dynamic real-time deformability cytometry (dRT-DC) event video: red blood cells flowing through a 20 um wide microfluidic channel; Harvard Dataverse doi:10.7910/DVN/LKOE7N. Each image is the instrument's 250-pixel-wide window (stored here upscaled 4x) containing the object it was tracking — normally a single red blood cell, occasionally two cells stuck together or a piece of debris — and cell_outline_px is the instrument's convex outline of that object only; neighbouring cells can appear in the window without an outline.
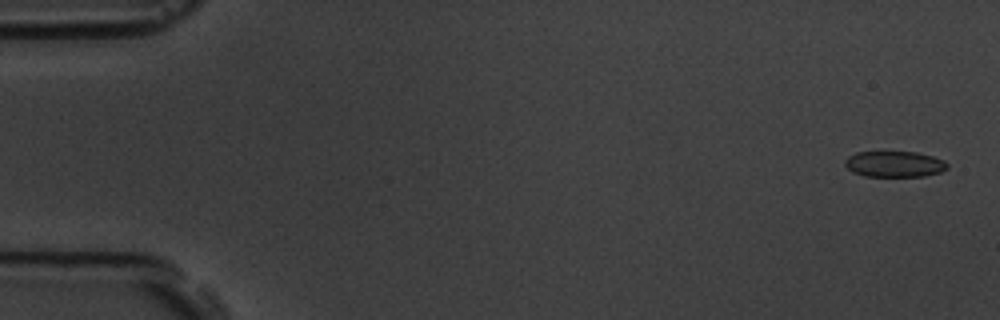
{"species": "common noctule bat (a hibernating species)", "species_latin": "Nyctalus noctula", "temperature_condition": "room temperature", "stored_images_in_passage": 5, "camera_frame_rate_fps": 3000, "um_per_image_px": 0.085, "animal": {"sex": "male", "body_mass_g": 19.5, "forearm_length_mm": 54.6}, "frame": {"image": 1, "passage_image": 1, "time_ms": 0.0, "image_size_px": [1000, 320], "cell_outline_px": [[948, 168], [940, 172], [924, 176], [864, 176], [852, 172], [844, 164], [844, 160], [848, 156], [856, 152], [916, 152], [932, 156], [944, 160], [948, 164]], "centroid_in_image_um": [76.02, 13.95], "position_along_channel_um": 9.0, "area_um2": 15.49}}